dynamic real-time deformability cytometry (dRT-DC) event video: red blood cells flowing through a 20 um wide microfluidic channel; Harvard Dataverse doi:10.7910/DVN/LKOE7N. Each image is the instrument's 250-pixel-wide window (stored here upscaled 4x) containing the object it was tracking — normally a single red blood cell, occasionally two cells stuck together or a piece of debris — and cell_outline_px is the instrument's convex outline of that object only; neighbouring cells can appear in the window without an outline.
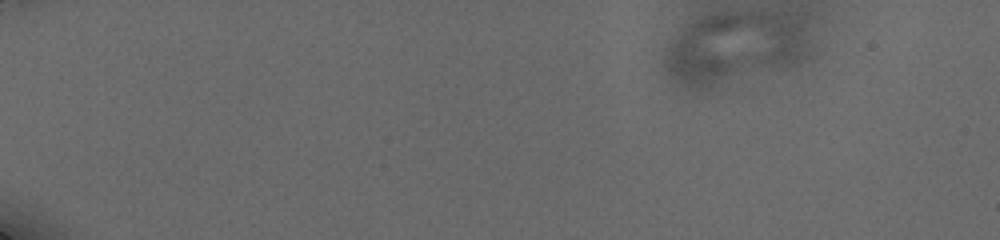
{"species": "human", "species_latin": "Homo sapiens", "temperature_condition": "cold", "stored_images_in_passage": 15, "camera_frame_rate_fps": 3000, "um_per_image_px": 0.085, "donor": {"sex": "male"}, "frame": {"image": 1, "passage_image": 1, "time_ms": 0.0, "image_size_px": [1000, 240], "cell_outline_px": [[804, 56], [788, 64], [708, 88], [688, 88], [676, 80], [668, 72], [668, 56], [680, 32], [696, 20], [712, 16], [748, 12], [796, 12], [800, 28]], "centroid_in_image_um": [62.42, 4.04], "position_along_channel_um": 22.6, "area_um2": 56.76}}
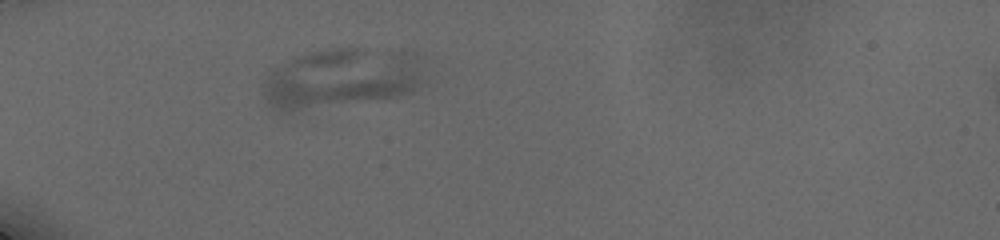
{"frame": {"image": 2, "passage_image": 9, "time_ms": 4.333, "image_size_px": [1000, 240], "cell_outline_px": [[420, 80], [412, 92], [380, 100], [288, 112], [280, 112], [272, 108], [268, 104], [264, 96], [260, 84], [268, 72], [280, 64], [288, 60], [312, 52], [332, 48], [356, 48], [420, 52]], "centroid_in_image_um": [28.95, 6.66], "position_along_channel_um": 56.0, "area_um2": 56.64}}